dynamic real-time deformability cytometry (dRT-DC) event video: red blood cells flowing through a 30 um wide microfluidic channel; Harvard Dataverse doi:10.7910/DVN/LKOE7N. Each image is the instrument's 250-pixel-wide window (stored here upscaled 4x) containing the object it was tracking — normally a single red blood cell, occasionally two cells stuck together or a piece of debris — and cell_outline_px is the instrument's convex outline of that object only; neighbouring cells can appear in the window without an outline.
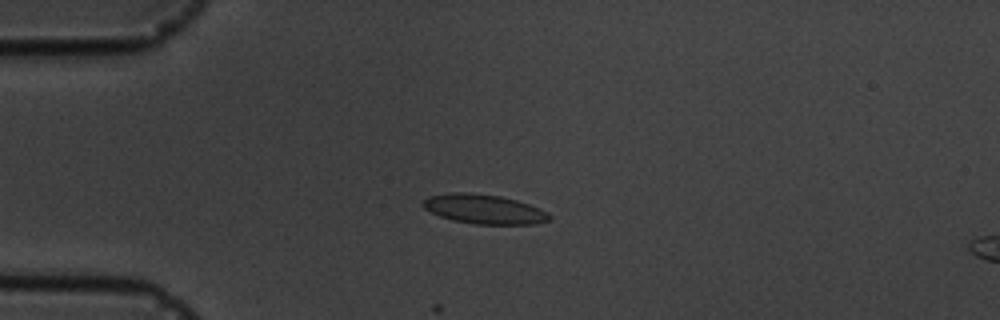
{"species": "common noctule bat (a hibernating species)", "species_latin": "Nyctalus noctula", "temperature_condition": "cold", "stored_images_in_passage": 6, "camera_frame_rate_fps": 3000, "um_per_image_px": 0.085, "animal": {"sex": "male", "body_mass_g": 19.5, "forearm_length_mm": 54.6}, "frame": {"image": 1, "passage_image": 4, "time_ms": 3.667, "image_size_px": [1000, 320], "cell_outline_px": [[552, 216], [548, 220], [536, 224], [472, 224], [452, 220], [440, 216], [424, 208], [420, 204], [428, 196], [452, 192], [468, 192], [500, 196], [516, 200], [540, 208], [548, 212]], "centroid_in_image_um": [41.13, 17.77], "position_along_channel_um": 43.9, "area_um2": 21.73}}